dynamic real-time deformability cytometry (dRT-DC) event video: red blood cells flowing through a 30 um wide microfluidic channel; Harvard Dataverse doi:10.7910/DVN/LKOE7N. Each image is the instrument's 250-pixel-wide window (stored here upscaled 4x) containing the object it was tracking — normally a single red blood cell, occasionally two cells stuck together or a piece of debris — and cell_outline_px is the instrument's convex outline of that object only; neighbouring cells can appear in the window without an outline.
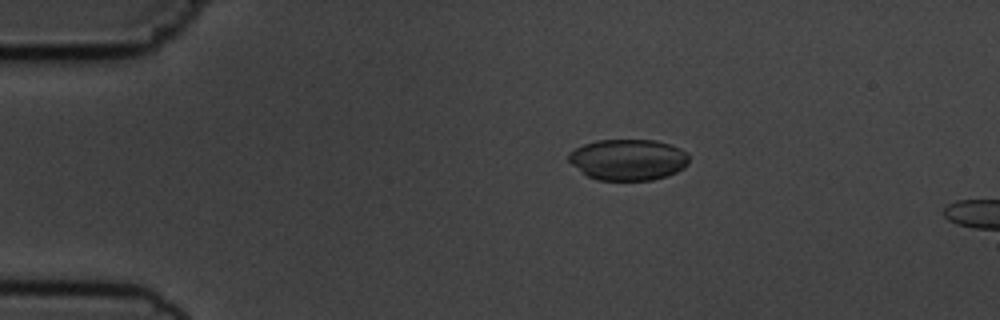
{"species": "common noctule bat (a hibernating species)", "species_latin": "Nyctalus noctula", "temperature_condition": "cold", "stored_images_in_passage": 4, "camera_frame_rate_fps": 3000, "um_per_image_px": 0.085, "animal": {"sex": "male", "body_mass_g": 19.5, "forearm_length_mm": 54.6}, "frame": {"image": 1, "passage_image": 3, "time_ms": 2.0, "image_size_px": [1000, 320], "cell_outline_px": [[688, 164], [684, 168], [676, 172], [652, 180], [596, 180], [588, 176], [572, 164], [568, 160], [568, 152], [584, 144], [596, 140], [656, 140], [680, 148], [688, 152]], "centroid_in_image_um": [53.39, 13.56], "position_along_channel_um": 31.6, "area_um2": 28.84}}